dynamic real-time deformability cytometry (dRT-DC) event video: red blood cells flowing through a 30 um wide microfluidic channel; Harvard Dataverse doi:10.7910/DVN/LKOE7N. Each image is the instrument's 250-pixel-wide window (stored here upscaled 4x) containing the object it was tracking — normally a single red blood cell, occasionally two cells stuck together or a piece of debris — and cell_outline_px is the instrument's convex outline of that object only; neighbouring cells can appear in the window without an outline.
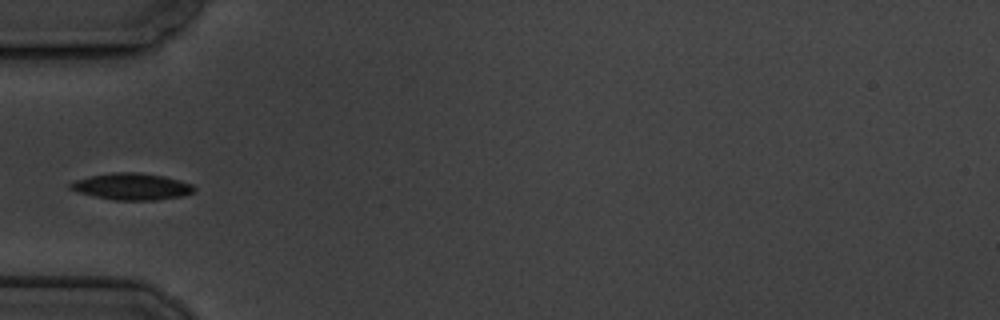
{"species": "common noctule bat (a hibernating species)", "species_latin": "Nyctalus noctula", "temperature_condition": "cold", "stored_images_in_passage": 9, "camera_frame_rate_fps": 3000, "um_per_image_px": 0.085, "animal": {"sex": "male", "body_mass_g": 19.5, "forearm_length_mm": 54.6}, "frame": {"image": 1, "passage_image": 4, "time_ms": 3.333, "image_size_px": [1000, 320], "cell_outline_px": [[196, 192], [184, 196], [156, 200], [116, 200], [76, 192], [68, 188], [68, 184], [72, 180], [112, 172], [136, 172], [164, 176], [180, 180], [192, 184], [196, 188]], "centroid_in_image_um": [11.21, 15.85], "position_along_channel_um": 73.8, "area_um2": 19.42}}
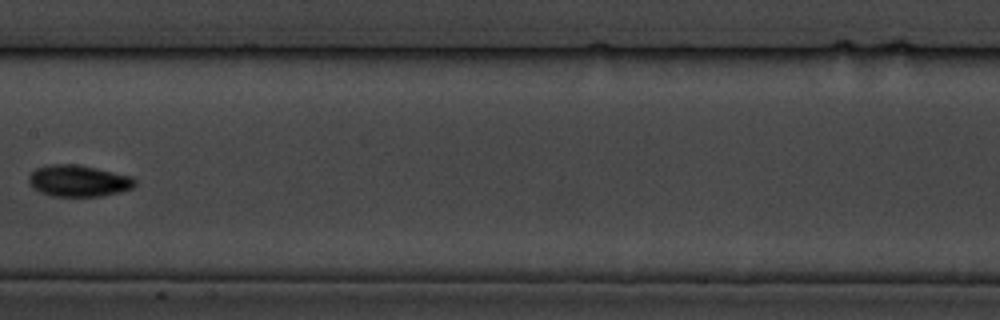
{"frame": {"image": 2, "passage_image": 7, "time_ms": 7.0, "image_size_px": [1000, 320], "cell_outline_px": [[136, 184], [132, 188], [120, 192], [100, 196], [52, 196], [40, 192], [28, 180], [28, 176], [36, 168], [48, 164], [76, 164], [96, 168], [132, 176], [136, 180]], "centroid_in_image_um": [6.69, 15.36], "position_along_channel_um": 200.7, "area_um2": 19.42}}
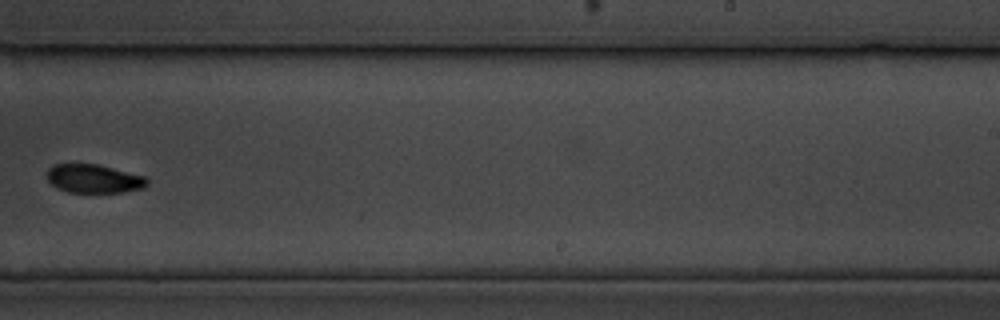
{"frame": {"image": 3, "passage_image": 9, "time_ms": 9.333, "image_size_px": [1000, 320], "cell_outline_px": [[148, 184], [144, 188], [124, 192], [68, 192], [56, 188], [48, 180], [48, 168], [52, 164], [96, 164], [144, 176], [148, 180]], "centroid_in_image_um": [7.97, 15.19], "position_along_channel_um": 281.0, "area_um2": 16.59}}